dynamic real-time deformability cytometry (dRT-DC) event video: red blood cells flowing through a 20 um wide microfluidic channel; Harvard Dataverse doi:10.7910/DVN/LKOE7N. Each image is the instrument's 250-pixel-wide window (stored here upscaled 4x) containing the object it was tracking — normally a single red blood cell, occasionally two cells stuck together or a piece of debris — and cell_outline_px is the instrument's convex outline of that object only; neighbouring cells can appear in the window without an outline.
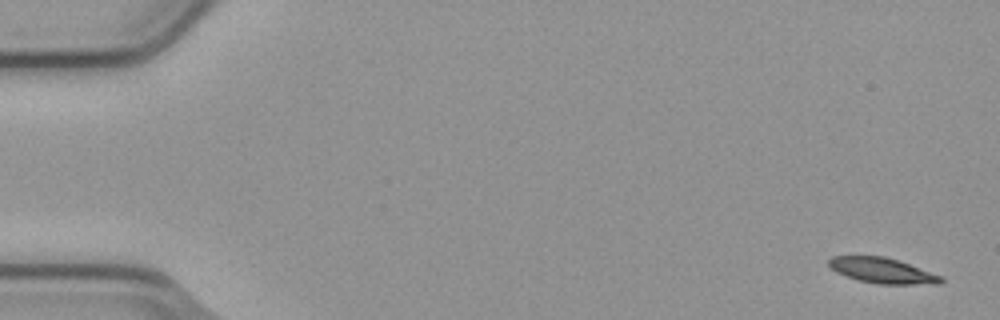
{"species": "common noctule bat (a hibernating species)", "species_latin": "Nyctalus noctula", "temperature_condition": "cold", "stored_images_in_passage": 5, "camera_frame_rate_fps": 3000, "um_per_image_px": 0.085, "animal": {"sex": "male", "body_mass_g": 23.1, "forearm_length_mm": 52.7}, "frame": {"image": 1, "passage_image": 1, "time_ms": 0.0, "image_size_px": [1000, 320], "cell_outline_px": [[944, 280], [940, 284], [880, 284], [856, 280], [836, 272], [828, 264], [828, 260], [832, 256], [884, 256], [944, 276]], "centroid_in_image_um": [75.01, 23.01], "position_along_channel_um": 10.0, "area_um2": 16.59}}
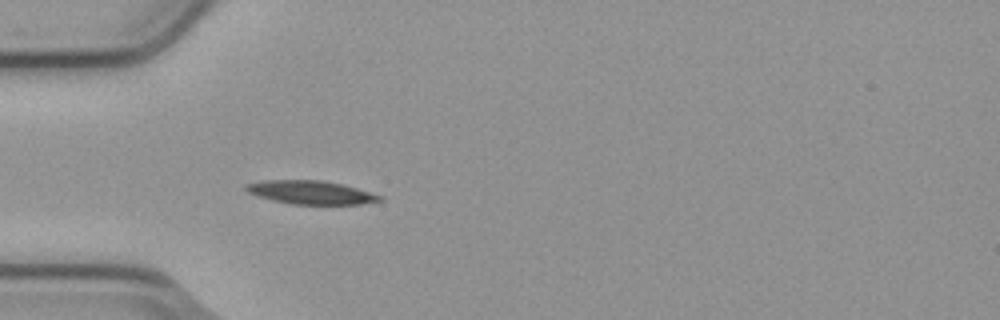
{"frame": {"image": 2, "passage_image": 5, "time_ms": 1.333, "image_size_px": [1000, 320], "cell_outline_px": [[384, 200], [360, 204], [292, 204], [272, 200], [248, 192], [244, 188], [244, 184], [264, 180], [324, 180], [356, 188], [384, 196]], "centroid_in_image_um": [26.43, 16.35], "position_along_channel_um": 58.6, "area_um2": 18.21}}